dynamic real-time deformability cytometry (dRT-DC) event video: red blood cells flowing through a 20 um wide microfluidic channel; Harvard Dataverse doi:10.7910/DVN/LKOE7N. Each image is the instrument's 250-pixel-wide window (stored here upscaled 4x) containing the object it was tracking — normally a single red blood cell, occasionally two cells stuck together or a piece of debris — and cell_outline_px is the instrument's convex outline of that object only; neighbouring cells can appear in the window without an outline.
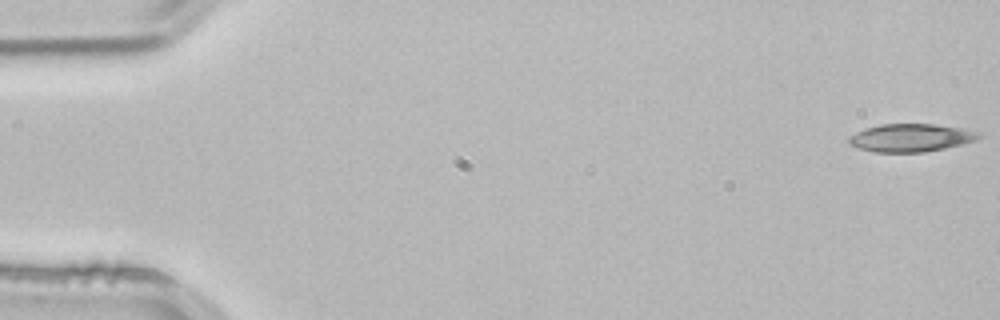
{"species": "common noctule bat (a hibernating species)", "species_latin": "Nyctalus noctula", "temperature_condition": "room temperature", "stored_images_in_passage": 53, "camera_frame_rate_fps": 3000, "um_per_image_px": 0.085, "animal": {"sex": "male", "body_mass_g": 21.5, "forearm_length_mm": 52.0}, "frame": {"image": 1, "passage_image": 1, "time_ms": 0.0, "image_size_px": [1000, 320], "cell_outline_px": [[984, 136], [976, 140], [944, 148], [924, 152], [872, 152], [848, 144], [848, 136], [864, 128], [880, 124], [932, 124], [960, 128], [980, 132]], "centroid_in_image_um": [77.39, 11.71], "position_along_channel_um": 7.6, "area_um2": 21.15}}
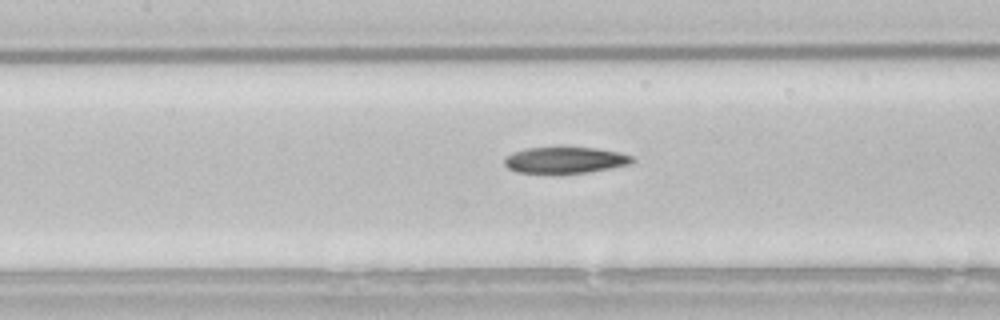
{"frame": {"image": 2, "passage_image": 24, "time_ms": 7.667, "image_size_px": [1000, 320], "cell_outline_px": [[636, 160], [632, 164], [588, 172], [516, 172], [508, 168], [504, 164], [504, 156], [512, 152], [528, 148], [596, 148], [620, 152], [632, 156]], "centroid_in_image_um": [48.06, 13.6], "position_along_channel_um": 159.3, "area_um2": 19.31}}
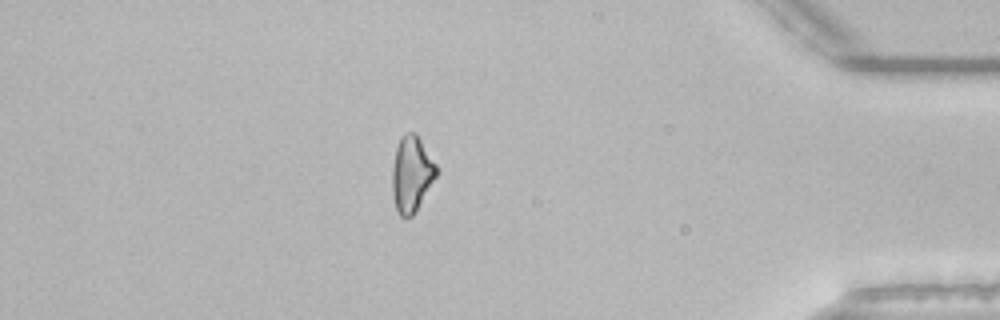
{"frame": {"image": 3, "passage_image": 46, "time_ms": 15.0, "image_size_px": [1000, 320], "cell_outline_px": [[440, 172], [412, 216], [400, 216], [396, 212], [392, 196], [392, 168], [396, 148], [400, 136], [408, 132], [416, 132], [436, 164]], "centroid_in_image_um": [34.99, 14.78], "position_along_channel_um": 400.2, "area_um2": 19.77}, "authors_computed_cell_mechanics": {"area_um2": 20.519, "velocity_mm_per_s": 3.835, "shape_relaxation_time_tau1_ms": 8.722, "shape_relaxation_time_tau2_ms": null, "deformation_change_tau1": 0.197, "deformation_change_tau2": null}}